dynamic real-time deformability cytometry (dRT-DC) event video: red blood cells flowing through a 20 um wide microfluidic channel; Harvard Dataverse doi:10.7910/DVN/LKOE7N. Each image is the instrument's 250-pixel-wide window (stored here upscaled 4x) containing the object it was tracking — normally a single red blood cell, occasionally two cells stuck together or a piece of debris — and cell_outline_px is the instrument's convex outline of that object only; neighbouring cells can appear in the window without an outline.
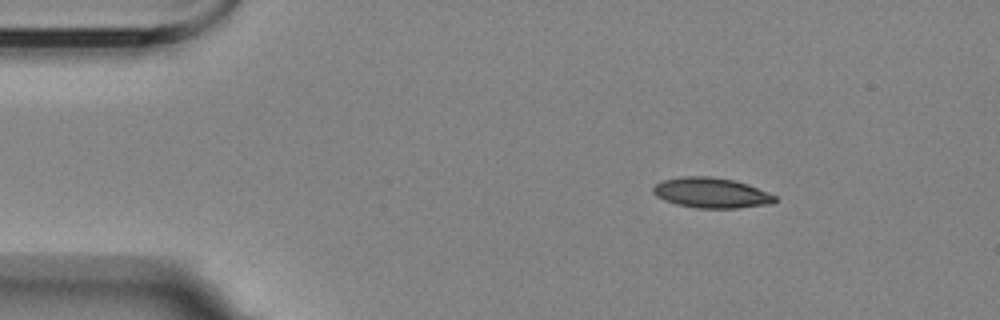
{"species": "Egyptian fruit bat (a non-hibernating species)", "species_latin": "Rousettus aegyptiacus", "temperature_condition": "room temperature", "stored_images_in_passage": 3, "camera_frame_rate_fps": 3000, "um_per_image_px": 0.085, "animal": {"sex": "female"}, "frame": {"image": 1, "passage_image": 1, "time_ms": 0.0, "image_size_px": [1000, 320], "cell_outline_px": [[776, 200], [772, 204], [736, 208], [696, 208], [676, 204], [664, 200], [656, 196], [652, 192], [652, 188], [656, 184], [664, 180], [680, 176], [708, 176], [732, 180], [748, 184], [776, 196]], "centroid_in_image_um": [60.44, 16.39], "position_along_channel_um": 24.6, "area_um2": 21.44}}
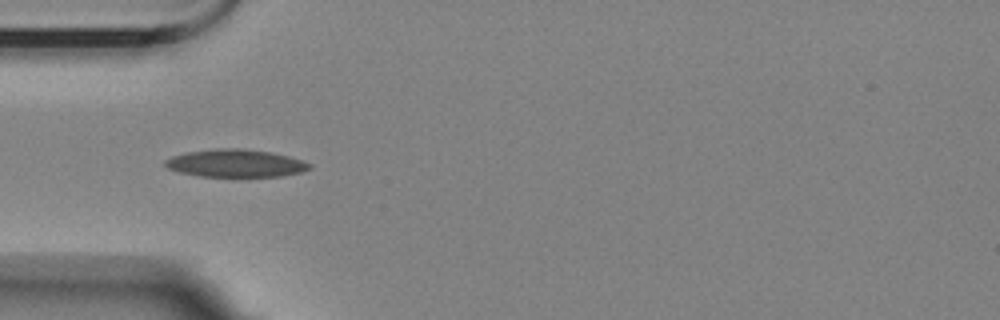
{"frame": {"image": 2, "passage_image": 3, "time_ms": 3.0, "image_size_px": [1000, 320], "cell_outline_px": [[312, 168], [300, 172], [280, 176], [200, 176], [180, 172], [168, 168], [164, 164], [164, 160], [172, 156], [184, 152], [216, 148], [240, 148], [268, 152], [288, 156], [304, 160], [312, 164]], "centroid_in_image_um": [20.02, 13.87], "position_along_channel_um": 65.0, "area_um2": 23.24}}